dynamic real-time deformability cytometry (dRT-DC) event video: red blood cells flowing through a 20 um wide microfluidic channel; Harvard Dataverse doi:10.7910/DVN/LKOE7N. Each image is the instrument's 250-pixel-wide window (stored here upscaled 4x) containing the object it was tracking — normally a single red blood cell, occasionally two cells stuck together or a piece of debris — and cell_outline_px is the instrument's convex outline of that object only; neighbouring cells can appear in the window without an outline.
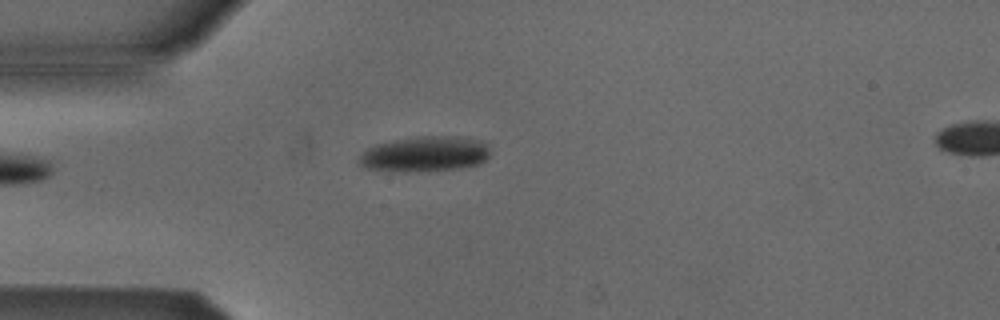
{"species": "Egyptian fruit bat (a non-hibernating species)", "species_latin": "Rousettus aegyptiacus", "temperature_condition": "cold", "stored_images_in_passage": 4, "camera_frame_rate_fps": 3000, "um_per_image_px": 0.085, "animal": {"sex": "male"}, "frame": {"image": 1, "passage_image": 4, "time_ms": 3.667, "image_size_px": [1000, 320], "cell_outline_px": [[488, 156], [480, 164], [460, 168], [428, 172], [392, 172], [368, 168], [360, 164], [360, 156], [368, 148], [376, 144], [416, 136], [448, 136], [476, 140], [488, 144]], "centroid_in_image_um": [36.11, 13.12], "position_along_channel_um": 48.9, "area_um2": 26.99}}